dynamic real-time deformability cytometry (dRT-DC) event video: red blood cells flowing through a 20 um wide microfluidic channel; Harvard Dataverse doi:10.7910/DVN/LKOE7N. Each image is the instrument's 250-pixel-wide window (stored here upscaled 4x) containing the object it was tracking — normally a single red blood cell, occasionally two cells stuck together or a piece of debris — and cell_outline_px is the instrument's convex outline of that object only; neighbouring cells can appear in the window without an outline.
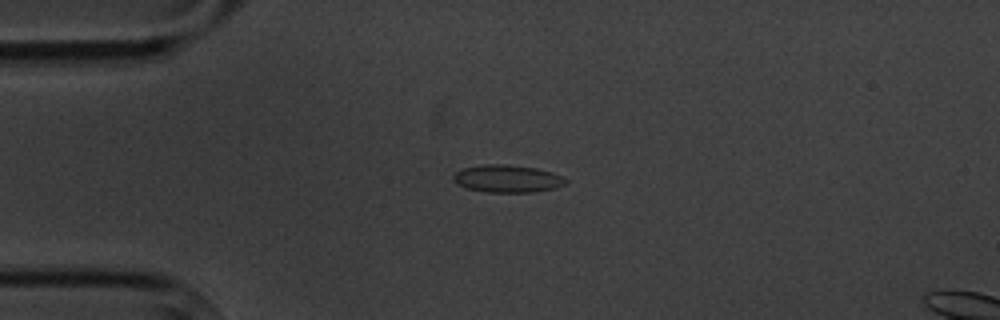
{"species": "common noctule bat (a hibernating species)", "species_latin": "Nyctalus noctula", "temperature_condition": "cold", "stored_images_in_passage": 6, "camera_frame_rate_fps": 3000, "um_per_image_px": 0.085, "animal": {"sex": "male", "body_mass_g": 20.1, "forearm_length_mm": 53.5}, "frame": {"image": 1, "passage_image": 4, "time_ms": 3.667, "image_size_px": [1000, 320], "cell_outline_px": [[568, 180], [564, 184], [556, 188], [532, 192], [488, 192], [468, 188], [456, 184], [452, 180], [452, 176], [456, 172], [464, 168], [484, 164], [504, 164], [536, 168], [552, 172]], "centroid_in_image_um": [43.1, 15.18], "position_along_channel_um": 41.9, "area_um2": 17.92}}